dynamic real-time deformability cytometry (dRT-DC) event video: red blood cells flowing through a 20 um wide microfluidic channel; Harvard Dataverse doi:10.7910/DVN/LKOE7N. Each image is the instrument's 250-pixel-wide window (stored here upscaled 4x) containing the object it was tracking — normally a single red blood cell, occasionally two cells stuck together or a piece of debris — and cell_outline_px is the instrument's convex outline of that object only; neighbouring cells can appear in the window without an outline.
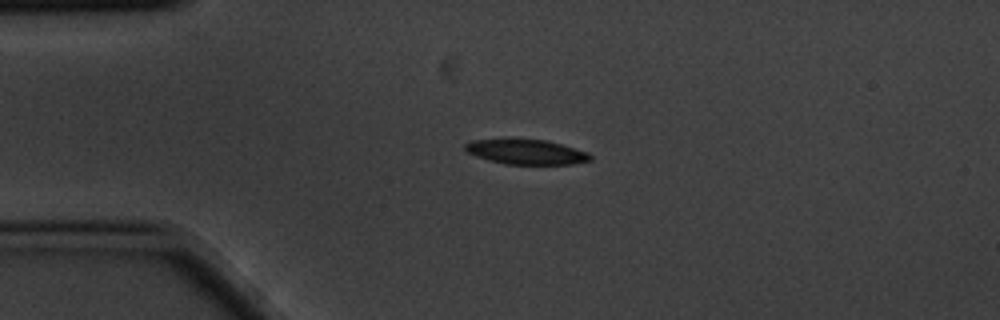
{"species": "common noctule bat (a hibernating species)", "species_latin": "Nyctalus noctula", "temperature_condition": "cold", "stored_images_in_passage": 3, "camera_frame_rate_fps": 3000, "um_per_image_px": 0.085, "animal": {"sex": "male", "body_mass_g": 20.1, "forearm_length_mm": 53.5}, "frame": {"image": 1, "passage_image": 1, "time_ms": 0.0, "image_size_px": [1000, 320], "cell_outline_px": [[592, 160], [572, 164], [508, 164], [488, 160], [476, 156], [468, 152], [464, 148], [464, 144], [468, 140], [544, 140], [560, 144], [588, 152], [592, 156]], "centroid_in_image_um": [44.73, 12.92], "position_along_channel_um": 40.3, "area_um2": 17.8}}